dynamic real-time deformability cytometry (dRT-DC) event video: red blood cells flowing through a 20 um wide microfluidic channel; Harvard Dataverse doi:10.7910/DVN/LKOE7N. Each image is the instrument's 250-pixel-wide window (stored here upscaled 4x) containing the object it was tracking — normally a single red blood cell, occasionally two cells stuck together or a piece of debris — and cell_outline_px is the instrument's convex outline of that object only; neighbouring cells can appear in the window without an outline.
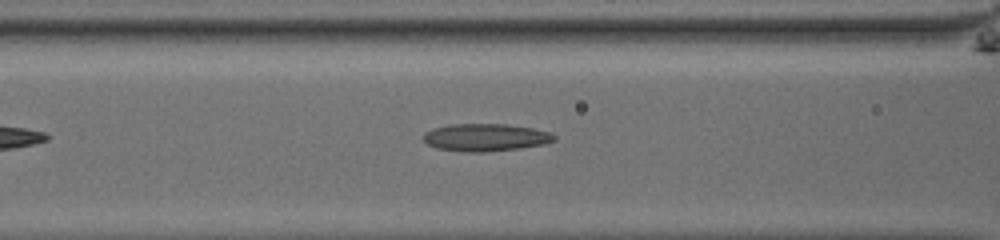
{"species": "common noctule bat (a hibernating species)", "species_latin": "Nyctalus noctula", "temperature_condition": "room temperature", "stored_images_in_passage": 27, "camera_frame_rate_fps": 3000, "um_per_image_px": 0.085, "animal": {"sex": "male", "body_mass_g": 13.0, "forearm_length_mm": 53.1}, "frame": {"image": 1, "passage_image": 10, "time_ms": 3.0, "image_size_px": [1000, 240], "cell_outline_px": [[556, 140], [544, 144], [520, 148], [484, 152], [464, 152], [436, 148], [428, 144], [424, 140], [424, 132], [432, 128], [448, 124], [504, 124], [532, 128], [548, 132], [556, 136]], "centroid_in_image_um": [41.24, 11.68], "position_along_channel_um": 125.4, "area_um2": 20.98}}
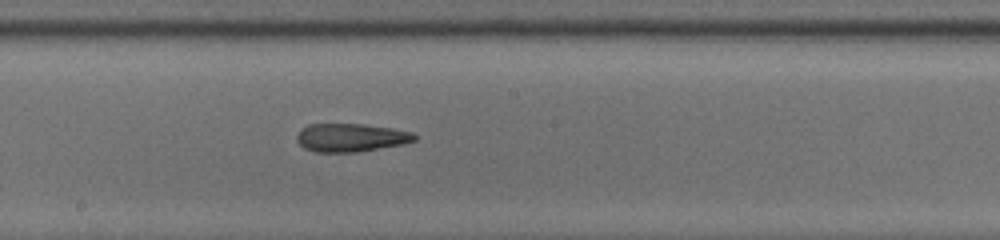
{"frame": {"image": 2, "passage_image": 17, "time_ms": 5.333, "image_size_px": [1000, 240], "cell_outline_px": [[416, 140], [400, 144], [356, 152], [316, 152], [304, 148], [296, 140], [296, 136], [308, 124], [364, 124], [392, 128], [412, 132], [416, 136]], "centroid_in_image_um": [29.8, 11.69], "position_along_channel_um": 218.4, "area_um2": 19.13}}
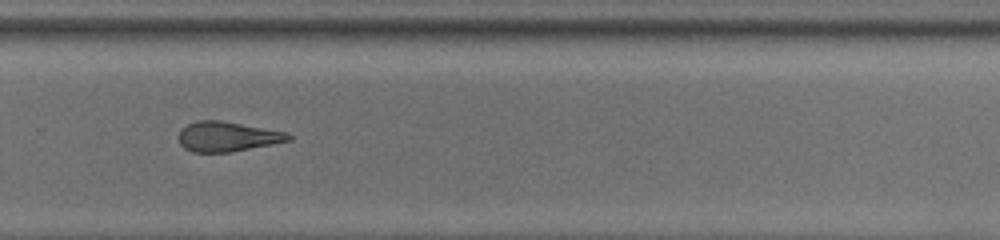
{"frame": {"image": 3, "passage_image": 24, "time_ms": 7.667, "image_size_px": [1000, 240], "cell_outline_px": [[292, 140], [272, 144], [228, 152], [192, 152], [184, 148], [180, 144], [180, 132], [188, 124], [196, 120], [220, 120], [288, 132], [292, 136]], "centroid_in_image_um": [19.35, 11.6], "position_along_channel_um": 310.4, "area_um2": 18.96}}